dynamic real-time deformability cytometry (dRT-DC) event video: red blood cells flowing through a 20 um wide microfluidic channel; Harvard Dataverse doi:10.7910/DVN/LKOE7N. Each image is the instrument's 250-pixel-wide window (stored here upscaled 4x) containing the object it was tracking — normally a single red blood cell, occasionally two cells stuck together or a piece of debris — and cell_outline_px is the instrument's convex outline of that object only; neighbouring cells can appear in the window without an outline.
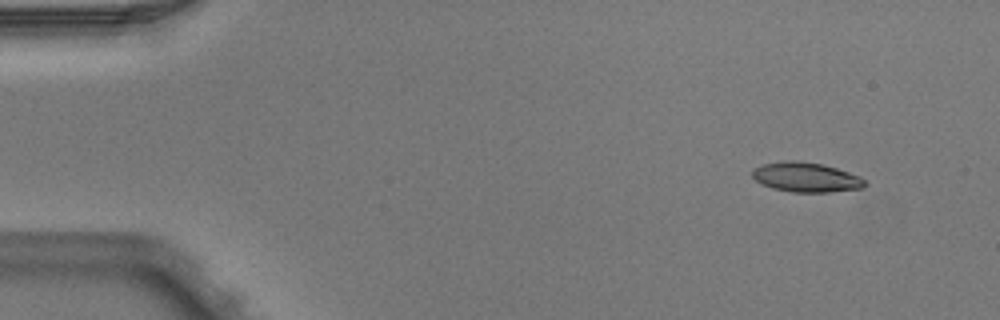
{"species": "Egyptian fruit bat (a non-hibernating species)", "species_latin": "Rousettus aegyptiacus", "temperature_condition": "warm", "stored_images_in_passage": 3, "camera_frame_rate_fps": 3000, "um_per_image_px": 0.085, "animal": {"sex": "male"}, "frame": {"image": 1, "passage_image": 1, "time_ms": 0.0, "image_size_px": [1000, 320], "cell_outline_px": [[868, 184], [860, 188], [828, 192], [792, 192], [772, 188], [760, 184], [752, 176], [752, 172], [756, 168], [764, 164], [792, 160], [796, 160], [824, 164], [860, 176]], "centroid_in_image_um": [68.52, 15.07], "position_along_channel_um": 16.5, "area_um2": 19.31}}